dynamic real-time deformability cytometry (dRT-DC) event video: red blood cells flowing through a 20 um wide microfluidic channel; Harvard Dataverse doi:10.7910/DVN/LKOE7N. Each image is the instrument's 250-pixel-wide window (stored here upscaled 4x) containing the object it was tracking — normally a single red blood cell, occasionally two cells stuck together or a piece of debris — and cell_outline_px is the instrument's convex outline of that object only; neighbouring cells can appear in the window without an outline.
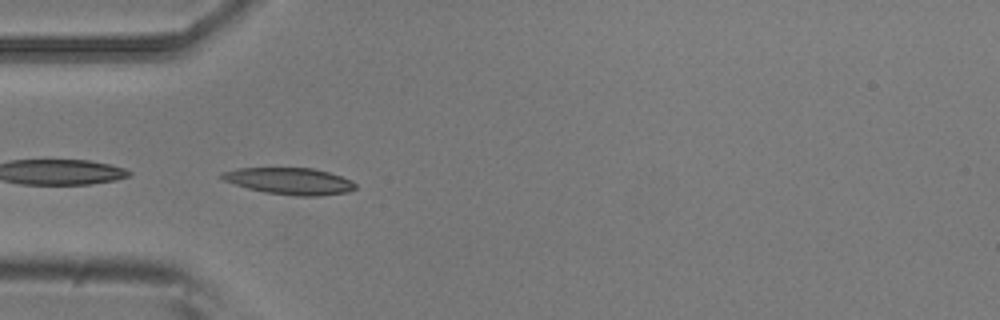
{"species": "common noctule bat (a hibernating species)", "species_latin": "Nyctalus noctula", "temperature_condition": "room temperature", "stored_images_in_passage": 2, "camera_frame_rate_fps": 3000, "um_per_image_px": 0.085, "animal": {"sex": "male", "body_mass_g": 20.5, "forearm_length_mm": 52.5}, "frame": {"image": 1, "passage_image": 1, "time_ms": 0.0, "image_size_px": [1000, 320], "cell_outline_px": [[356, 188], [348, 192], [320, 196], [296, 196], [264, 192], [248, 188], [224, 180], [220, 176], [224, 172], [240, 168], [312, 168], [328, 172], [352, 180], [356, 184]], "centroid_in_image_um": [24.67, 15.4], "position_along_channel_um": 60.3, "area_um2": 20.58}}